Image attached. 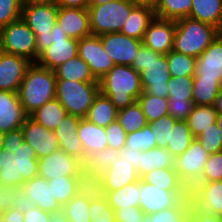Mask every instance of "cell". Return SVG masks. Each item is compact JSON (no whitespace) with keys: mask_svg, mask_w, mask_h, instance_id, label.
<instances>
[{"mask_svg":"<svg viewBox=\"0 0 222 222\" xmlns=\"http://www.w3.org/2000/svg\"><path fill=\"white\" fill-rule=\"evenodd\" d=\"M57 0H21L22 6L30 4H56Z\"/></svg>","mask_w":222,"mask_h":222,"instance_id":"68","label":"cell"},{"mask_svg":"<svg viewBox=\"0 0 222 222\" xmlns=\"http://www.w3.org/2000/svg\"><path fill=\"white\" fill-rule=\"evenodd\" d=\"M21 187L26 195L33 201L35 206L42 210L49 213L62 210V206L54 196L48 180L43 177L36 176L26 181Z\"/></svg>","mask_w":222,"mask_h":222,"instance_id":"24","label":"cell"},{"mask_svg":"<svg viewBox=\"0 0 222 222\" xmlns=\"http://www.w3.org/2000/svg\"><path fill=\"white\" fill-rule=\"evenodd\" d=\"M56 81L54 70L37 63L29 66L18 90L19 100L28 116L56 98Z\"/></svg>","mask_w":222,"mask_h":222,"instance_id":"2","label":"cell"},{"mask_svg":"<svg viewBox=\"0 0 222 222\" xmlns=\"http://www.w3.org/2000/svg\"><path fill=\"white\" fill-rule=\"evenodd\" d=\"M130 0H114L97 6H88L92 35L120 32L135 7Z\"/></svg>","mask_w":222,"mask_h":222,"instance_id":"5","label":"cell"},{"mask_svg":"<svg viewBox=\"0 0 222 222\" xmlns=\"http://www.w3.org/2000/svg\"><path fill=\"white\" fill-rule=\"evenodd\" d=\"M194 107L193 100H172L168 98L169 115L176 120H186Z\"/></svg>","mask_w":222,"mask_h":222,"instance_id":"55","label":"cell"},{"mask_svg":"<svg viewBox=\"0 0 222 222\" xmlns=\"http://www.w3.org/2000/svg\"><path fill=\"white\" fill-rule=\"evenodd\" d=\"M105 130L108 147L117 150L125 147L127 133L118 120L111 122L107 127H105Z\"/></svg>","mask_w":222,"mask_h":222,"instance_id":"54","label":"cell"},{"mask_svg":"<svg viewBox=\"0 0 222 222\" xmlns=\"http://www.w3.org/2000/svg\"><path fill=\"white\" fill-rule=\"evenodd\" d=\"M125 147L132 151H142L157 147L151 124L147 123L142 129L128 133Z\"/></svg>","mask_w":222,"mask_h":222,"instance_id":"47","label":"cell"},{"mask_svg":"<svg viewBox=\"0 0 222 222\" xmlns=\"http://www.w3.org/2000/svg\"><path fill=\"white\" fill-rule=\"evenodd\" d=\"M57 4H30L22 6L21 18L36 35L37 60L50 46L52 29L57 23Z\"/></svg>","mask_w":222,"mask_h":222,"instance_id":"6","label":"cell"},{"mask_svg":"<svg viewBox=\"0 0 222 222\" xmlns=\"http://www.w3.org/2000/svg\"><path fill=\"white\" fill-rule=\"evenodd\" d=\"M67 114L62 104L54 98L34 111L30 117L47 129L54 131Z\"/></svg>","mask_w":222,"mask_h":222,"instance_id":"38","label":"cell"},{"mask_svg":"<svg viewBox=\"0 0 222 222\" xmlns=\"http://www.w3.org/2000/svg\"><path fill=\"white\" fill-rule=\"evenodd\" d=\"M116 222H142L146 215L143 210L136 206L118 208L114 210Z\"/></svg>","mask_w":222,"mask_h":222,"instance_id":"56","label":"cell"},{"mask_svg":"<svg viewBox=\"0 0 222 222\" xmlns=\"http://www.w3.org/2000/svg\"><path fill=\"white\" fill-rule=\"evenodd\" d=\"M176 21L155 17L147 28L143 45L156 53L166 55L173 50Z\"/></svg>","mask_w":222,"mask_h":222,"instance_id":"18","label":"cell"},{"mask_svg":"<svg viewBox=\"0 0 222 222\" xmlns=\"http://www.w3.org/2000/svg\"><path fill=\"white\" fill-rule=\"evenodd\" d=\"M140 77L144 93L168 98L167 82L171 76L166 55H161L150 49V63L140 73Z\"/></svg>","mask_w":222,"mask_h":222,"instance_id":"11","label":"cell"},{"mask_svg":"<svg viewBox=\"0 0 222 222\" xmlns=\"http://www.w3.org/2000/svg\"><path fill=\"white\" fill-rule=\"evenodd\" d=\"M222 14V0H193L189 18L216 26Z\"/></svg>","mask_w":222,"mask_h":222,"instance_id":"39","label":"cell"},{"mask_svg":"<svg viewBox=\"0 0 222 222\" xmlns=\"http://www.w3.org/2000/svg\"><path fill=\"white\" fill-rule=\"evenodd\" d=\"M182 222H194L192 217L188 215Z\"/></svg>","mask_w":222,"mask_h":222,"instance_id":"74","label":"cell"},{"mask_svg":"<svg viewBox=\"0 0 222 222\" xmlns=\"http://www.w3.org/2000/svg\"><path fill=\"white\" fill-rule=\"evenodd\" d=\"M21 129L24 134V141L35 150L38 159L60 149L54 131L37 123L30 116L26 118Z\"/></svg>","mask_w":222,"mask_h":222,"instance_id":"16","label":"cell"},{"mask_svg":"<svg viewBox=\"0 0 222 222\" xmlns=\"http://www.w3.org/2000/svg\"><path fill=\"white\" fill-rule=\"evenodd\" d=\"M219 109V105H194L186 119L194 138L198 137L203 130L212 127L216 122Z\"/></svg>","mask_w":222,"mask_h":222,"instance_id":"34","label":"cell"},{"mask_svg":"<svg viewBox=\"0 0 222 222\" xmlns=\"http://www.w3.org/2000/svg\"><path fill=\"white\" fill-rule=\"evenodd\" d=\"M100 92L99 82H79L57 79L56 99L70 115L85 118Z\"/></svg>","mask_w":222,"mask_h":222,"instance_id":"4","label":"cell"},{"mask_svg":"<svg viewBox=\"0 0 222 222\" xmlns=\"http://www.w3.org/2000/svg\"><path fill=\"white\" fill-rule=\"evenodd\" d=\"M24 142V134L21 128L8 131L4 134L3 149L10 151V149L20 147Z\"/></svg>","mask_w":222,"mask_h":222,"instance_id":"58","label":"cell"},{"mask_svg":"<svg viewBox=\"0 0 222 222\" xmlns=\"http://www.w3.org/2000/svg\"><path fill=\"white\" fill-rule=\"evenodd\" d=\"M98 81L100 92L118 110L132 105L143 93L140 73L131 66L115 65Z\"/></svg>","mask_w":222,"mask_h":222,"instance_id":"1","label":"cell"},{"mask_svg":"<svg viewBox=\"0 0 222 222\" xmlns=\"http://www.w3.org/2000/svg\"><path fill=\"white\" fill-rule=\"evenodd\" d=\"M117 120L127 134L140 130L147 124L145 115L137 101L118 110Z\"/></svg>","mask_w":222,"mask_h":222,"instance_id":"44","label":"cell"},{"mask_svg":"<svg viewBox=\"0 0 222 222\" xmlns=\"http://www.w3.org/2000/svg\"><path fill=\"white\" fill-rule=\"evenodd\" d=\"M176 158L166 148L155 147L142 150L139 155L137 173L140 179L153 169L175 168Z\"/></svg>","mask_w":222,"mask_h":222,"instance_id":"27","label":"cell"},{"mask_svg":"<svg viewBox=\"0 0 222 222\" xmlns=\"http://www.w3.org/2000/svg\"><path fill=\"white\" fill-rule=\"evenodd\" d=\"M196 139L209 154L222 151V132L216 122L212 124V127L203 130Z\"/></svg>","mask_w":222,"mask_h":222,"instance_id":"51","label":"cell"},{"mask_svg":"<svg viewBox=\"0 0 222 222\" xmlns=\"http://www.w3.org/2000/svg\"><path fill=\"white\" fill-rule=\"evenodd\" d=\"M137 102L145 115L147 123L169 114L168 98L157 97L143 92Z\"/></svg>","mask_w":222,"mask_h":222,"instance_id":"43","label":"cell"},{"mask_svg":"<svg viewBox=\"0 0 222 222\" xmlns=\"http://www.w3.org/2000/svg\"><path fill=\"white\" fill-rule=\"evenodd\" d=\"M215 37L222 41V14L219 17V20L215 26Z\"/></svg>","mask_w":222,"mask_h":222,"instance_id":"69","label":"cell"},{"mask_svg":"<svg viewBox=\"0 0 222 222\" xmlns=\"http://www.w3.org/2000/svg\"><path fill=\"white\" fill-rule=\"evenodd\" d=\"M219 107H220V110H222V94H221V100H220V105H219Z\"/></svg>","mask_w":222,"mask_h":222,"instance_id":"75","label":"cell"},{"mask_svg":"<svg viewBox=\"0 0 222 222\" xmlns=\"http://www.w3.org/2000/svg\"><path fill=\"white\" fill-rule=\"evenodd\" d=\"M190 196V191H166L140 179V205L146 215L175 206L181 199Z\"/></svg>","mask_w":222,"mask_h":222,"instance_id":"12","label":"cell"},{"mask_svg":"<svg viewBox=\"0 0 222 222\" xmlns=\"http://www.w3.org/2000/svg\"><path fill=\"white\" fill-rule=\"evenodd\" d=\"M49 222H69L68 217L66 216L63 210L51 213Z\"/></svg>","mask_w":222,"mask_h":222,"instance_id":"67","label":"cell"},{"mask_svg":"<svg viewBox=\"0 0 222 222\" xmlns=\"http://www.w3.org/2000/svg\"><path fill=\"white\" fill-rule=\"evenodd\" d=\"M138 180H140V177L133 164L125 158H118L93 184L98 192H109L123 188Z\"/></svg>","mask_w":222,"mask_h":222,"instance_id":"15","label":"cell"},{"mask_svg":"<svg viewBox=\"0 0 222 222\" xmlns=\"http://www.w3.org/2000/svg\"><path fill=\"white\" fill-rule=\"evenodd\" d=\"M176 121V119L168 114L150 123L158 148H167L171 129H173Z\"/></svg>","mask_w":222,"mask_h":222,"instance_id":"50","label":"cell"},{"mask_svg":"<svg viewBox=\"0 0 222 222\" xmlns=\"http://www.w3.org/2000/svg\"><path fill=\"white\" fill-rule=\"evenodd\" d=\"M77 132L85 151V162L87 157L95 151L108 148L104 127L97 126L86 118H81Z\"/></svg>","mask_w":222,"mask_h":222,"instance_id":"25","label":"cell"},{"mask_svg":"<svg viewBox=\"0 0 222 222\" xmlns=\"http://www.w3.org/2000/svg\"><path fill=\"white\" fill-rule=\"evenodd\" d=\"M168 98L172 100H193V76H171L167 82Z\"/></svg>","mask_w":222,"mask_h":222,"instance_id":"48","label":"cell"},{"mask_svg":"<svg viewBox=\"0 0 222 222\" xmlns=\"http://www.w3.org/2000/svg\"><path fill=\"white\" fill-rule=\"evenodd\" d=\"M140 150H130L129 148H122L119 150V158H125L133 164L134 168L138 170Z\"/></svg>","mask_w":222,"mask_h":222,"instance_id":"63","label":"cell"},{"mask_svg":"<svg viewBox=\"0 0 222 222\" xmlns=\"http://www.w3.org/2000/svg\"><path fill=\"white\" fill-rule=\"evenodd\" d=\"M193 79L219 80L222 83V41L213 42L196 58Z\"/></svg>","mask_w":222,"mask_h":222,"instance_id":"22","label":"cell"},{"mask_svg":"<svg viewBox=\"0 0 222 222\" xmlns=\"http://www.w3.org/2000/svg\"><path fill=\"white\" fill-rule=\"evenodd\" d=\"M191 197L181 199L175 206L150 214L151 222H182L191 211Z\"/></svg>","mask_w":222,"mask_h":222,"instance_id":"46","label":"cell"},{"mask_svg":"<svg viewBox=\"0 0 222 222\" xmlns=\"http://www.w3.org/2000/svg\"><path fill=\"white\" fill-rule=\"evenodd\" d=\"M56 79L72 80L79 82H99L91 73L89 65L78 55L55 70Z\"/></svg>","mask_w":222,"mask_h":222,"instance_id":"33","label":"cell"},{"mask_svg":"<svg viewBox=\"0 0 222 222\" xmlns=\"http://www.w3.org/2000/svg\"><path fill=\"white\" fill-rule=\"evenodd\" d=\"M142 222H151V218L149 215H145Z\"/></svg>","mask_w":222,"mask_h":222,"instance_id":"73","label":"cell"},{"mask_svg":"<svg viewBox=\"0 0 222 222\" xmlns=\"http://www.w3.org/2000/svg\"><path fill=\"white\" fill-rule=\"evenodd\" d=\"M114 0H89V6H97L105 3H109Z\"/></svg>","mask_w":222,"mask_h":222,"instance_id":"70","label":"cell"},{"mask_svg":"<svg viewBox=\"0 0 222 222\" xmlns=\"http://www.w3.org/2000/svg\"><path fill=\"white\" fill-rule=\"evenodd\" d=\"M57 24L61 26L68 37L80 40L92 35L88 9L59 7Z\"/></svg>","mask_w":222,"mask_h":222,"instance_id":"21","label":"cell"},{"mask_svg":"<svg viewBox=\"0 0 222 222\" xmlns=\"http://www.w3.org/2000/svg\"><path fill=\"white\" fill-rule=\"evenodd\" d=\"M15 186L0 184V215L14 208Z\"/></svg>","mask_w":222,"mask_h":222,"instance_id":"57","label":"cell"},{"mask_svg":"<svg viewBox=\"0 0 222 222\" xmlns=\"http://www.w3.org/2000/svg\"><path fill=\"white\" fill-rule=\"evenodd\" d=\"M0 51L37 61L36 35L20 18L0 28Z\"/></svg>","mask_w":222,"mask_h":222,"instance_id":"7","label":"cell"},{"mask_svg":"<svg viewBox=\"0 0 222 222\" xmlns=\"http://www.w3.org/2000/svg\"><path fill=\"white\" fill-rule=\"evenodd\" d=\"M48 183L62 207L88 184L85 176L55 177L48 180Z\"/></svg>","mask_w":222,"mask_h":222,"instance_id":"30","label":"cell"},{"mask_svg":"<svg viewBox=\"0 0 222 222\" xmlns=\"http://www.w3.org/2000/svg\"><path fill=\"white\" fill-rule=\"evenodd\" d=\"M51 213L42 210L41 208L35 206L30 208L24 214L23 222H49Z\"/></svg>","mask_w":222,"mask_h":222,"instance_id":"61","label":"cell"},{"mask_svg":"<svg viewBox=\"0 0 222 222\" xmlns=\"http://www.w3.org/2000/svg\"><path fill=\"white\" fill-rule=\"evenodd\" d=\"M155 17L153 9L145 6H135L120 32L128 37L143 40L147 28Z\"/></svg>","mask_w":222,"mask_h":222,"instance_id":"28","label":"cell"},{"mask_svg":"<svg viewBox=\"0 0 222 222\" xmlns=\"http://www.w3.org/2000/svg\"><path fill=\"white\" fill-rule=\"evenodd\" d=\"M78 56L89 65L91 73L97 80L115 66L114 61L105 52L98 35H90L79 40Z\"/></svg>","mask_w":222,"mask_h":222,"instance_id":"14","label":"cell"},{"mask_svg":"<svg viewBox=\"0 0 222 222\" xmlns=\"http://www.w3.org/2000/svg\"><path fill=\"white\" fill-rule=\"evenodd\" d=\"M190 197L197 210L222 217V180L198 182L190 190Z\"/></svg>","mask_w":222,"mask_h":222,"instance_id":"17","label":"cell"},{"mask_svg":"<svg viewBox=\"0 0 222 222\" xmlns=\"http://www.w3.org/2000/svg\"><path fill=\"white\" fill-rule=\"evenodd\" d=\"M222 180V151L210 154L199 182Z\"/></svg>","mask_w":222,"mask_h":222,"instance_id":"53","label":"cell"},{"mask_svg":"<svg viewBox=\"0 0 222 222\" xmlns=\"http://www.w3.org/2000/svg\"><path fill=\"white\" fill-rule=\"evenodd\" d=\"M194 139L195 138L188 127L187 121L177 120L173 129H171V135L166 149L170 151L175 158H177L189 148Z\"/></svg>","mask_w":222,"mask_h":222,"instance_id":"41","label":"cell"},{"mask_svg":"<svg viewBox=\"0 0 222 222\" xmlns=\"http://www.w3.org/2000/svg\"><path fill=\"white\" fill-rule=\"evenodd\" d=\"M21 16V0H0V28L20 19Z\"/></svg>","mask_w":222,"mask_h":222,"instance_id":"52","label":"cell"},{"mask_svg":"<svg viewBox=\"0 0 222 222\" xmlns=\"http://www.w3.org/2000/svg\"><path fill=\"white\" fill-rule=\"evenodd\" d=\"M90 222H116L114 210L109 206L107 199L100 194L95 185L90 183Z\"/></svg>","mask_w":222,"mask_h":222,"instance_id":"40","label":"cell"},{"mask_svg":"<svg viewBox=\"0 0 222 222\" xmlns=\"http://www.w3.org/2000/svg\"><path fill=\"white\" fill-rule=\"evenodd\" d=\"M24 214L17 208H11L0 215V222H23Z\"/></svg>","mask_w":222,"mask_h":222,"instance_id":"64","label":"cell"},{"mask_svg":"<svg viewBox=\"0 0 222 222\" xmlns=\"http://www.w3.org/2000/svg\"><path fill=\"white\" fill-rule=\"evenodd\" d=\"M90 183L71 198L62 210L68 217L69 222H90Z\"/></svg>","mask_w":222,"mask_h":222,"instance_id":"37","label":"cell"},{"mask_svg":"<svg viewBox=\"0 0 222 222\" xmlns=\"http://www.w3.org/2000/svg\"><path fill=\"white\" fill-rule=\"evenodd\" d=\"M194 105H220L222 83L219 80L193 79Z\"/></svg>","mask_w":222,"mask_h":222,"instance_id":"31","label":"cell"},{"mask_svg":"<svg viewBox=\"0 0 222 222\" xmlns=\"http://www.w3.org/2000/svg\"><path fill=\"white\" fill-rule=\"evenodd\" d=\"M4 132L0 131V151L3 149L4 143Z\"/></svg>","mask_w":222,"mask_h":222,"instance_id":"72","label":"cell"},{"mask_svg":"<svg viewBox=\"0 0 222 222\" xmlns=\"http://www.w3.org/2000/svg\"><path fill=\"white\" fill-rule=\"evenodd\" d=\"M216 123H217V126L219 127V129L222 132V110H220V109H219L218 114H217Z\"/></svg>","mask_w":222,"mask_h":222,"instance_id":"71","label":"cell"},{"mask_svg":"<svg viewBox=\"0 0 222 222\" xmlns=\"http://www.w3.org/2000/svg\"><path fill=\"white\" fill-rule=\"evenodd\" d=\"M170 76H194L196 58L177 51L166 54Z\"/></svg>","mask_w":222,"mask_h":222,"instance_id":"45","label":"cell"},{"mask_svg":"<svg viewBox=\"0 0 222 222\" xmlns=\"http://www.w3.org/2000/svg\"><path fill=\"white\" fill-rule=\"evenodd\" d=\"M100 39L105 52L115 65L132 66L140 47L143 45L142 40L128 37L121 32L103 34Z\"/></svg>","mask_w":222,"mask_h":222,"instance_id":"13","label":"cell"},{"mask_svg":"<svg viewBox=\"0 0 222 222\" xmlns=\"http://www.w3.org/2000/svg\"><path fill=\"white\" fill-rule=\"evenodd\" d=\"M0 184L18 187L17 167L14 154L5 149L0 151Z\"/></svg>","mask_w":222,"mask_h":222,"instance_id":"49","label":"cell"},{"mask_svg":"<svg viewBox=\"0 0 222 222\" xmlns=\"http://www.w3.org/2000/svg\"><path fill=\"white\" fill-rule=\"evenodd\" d=\"M193 0H160L155 16L160 19L177 21L189 17Z\"/></svg>","mask_w":222,"mask_h":222,"instance_id":"42","label":"cell"},{"mask_svg":"<svg viewBox=\"0 0 222 222\" xmlns=\"http://www.w3.org/2000/svg\"><path fill=\"white\" fill-rule=\"evenodd\" d=\"M189 215L192 217L194 222H222L221 216L206 214L197 210L193 205Z\"/></svg>","mask_w":222,"mask_h":222,"instance_id":"62","label":"cell"},{"mask_svg":"<svg viewBox=\"0 0 222 222\" xmlns=\"http://www.w3.org/2000/svg\"><path fill=\"white\" fill-rule=\"evenodd\" d=\"M215 27L189 17L176 21L173 50L197 58L215 39Z\"/></svg>","mask_w":222,"mask_h":222,"instance_id":"3","label":"cell"},{"mask_svg":"<svg viewBox=\"0 0 222 222\" xmlns=\"http://www.w3.org/2000/svg\"><path fill=\"white\" fill-rule=\"evenodd\" d=\"M38 176L51 180L61 176H85L84 163L65 151H57L38 159Z\"/></svg>","mask_w":222,"mask_h":222,"instance_id":"10","label":"cell"},{"mask_svg":"<svg viewBox=\"0 0 222 222\" xmlns=\"http://www.w3.org/2000/svg\"><path fill=\"white\" fill-rule=\"evenodd\" d=\"M141 179L166 191H190L180 179L175 168L153 169Z\"/></svg>","mask_w":222,"mask_h":222,"instance_id":"35","label":"cell"},{"mask_svg":"<svg viewBox=\"0 0 222 222\" xmlns=\"http://www.w3.org/2000/svg\"><path fill=\"white\" fill-rule=\"evenodd\" d=\"M58 7L85 8L89 6V0H57Z\"/></svg>","mask_w":222,"mask_h":222,"instance_id":"65","label":"cell"},{"mask_svg":"<svg viewBox=\"0 0 222 222\" xmlns=\"http://www.w3.org/2000/svg\"><path fill=\"white\" fill-rule=\"evenodd\" d=\"M209 156L210 154L195 138L189 148L176 158L175 170L189 190L201 180Z\"/></svg>","mask_w":222,"mask_h":222,"instance_id":"9","label":"cell"},{"mask_svg":"<svg viewBox=\"0 0 222 222\" xmlns=\"http://www.w3.org/2000/svg\"><path fill=\"white\" fill-rule=\"evenodd\" d=\"M117 116L118 109L111 103L110 98L99 92L85 118L91 123L105 128L117 120Z\"/></svg>","mask_w":222,"mask_h":222,"instance_id":"32","label":"cell"},{"mask_svg":"<svg viewBox=\"0 0 222 222\" xmlns=\"http://www.w3.org/2000/svg\"><path fill=\"white\" fill-rule=\"evenodd\" d=\"M130 1L136 6H145L155 10L160 0H130Z\"/></svg>","mask_w":222,"mask_h":222,"instance_id":"66","label":"cell"},{"mask_svg":"<svg viewBox=\"0 0 222 222\" xmlns=\"http://www.w3.org/2000/svg\"><path fill=\"white\" fill-rule=\"evenodd\" d=\"M107 199L109 206L115 210L118 208L136 207L140 205V180L130 183L123 188L109 192H99Z\"/></svg>","mask_w":222,"mask_h":222,"instance_id":"36","label":"cell"},{"mask_svg":"<svg viewBox=\"0 0 222 222\" xmlns=\"http://www.w3.org/2000/svg\"><path fill=\"white\" fill-rule=\"evenodd\" d=\"M15 200L14 208H17L23 214H25L30 208L35 207V204L29 196L26 195L21 186L15 187Z\"/></svg>","mask_w":222,"mask_h":222,"instance_id":"59","label":"cell"},{"mask_svg":"<svg viewBox=\"0 0 222 222\" xmlns=\"http://www.w3.org/2000/svg\"><path fill=\"white\" fill-rule=\"evenodd\" d=\"M31 64L24 57L0 51V90L18 92Z\"/></svg>","mask_w":222,"mask_h":222,"instance_id":"19","label":"cell"},{"mask_svg":"<svg viewBox=\"0 0 222 222\" xmlns=\"http://www.w3.org/2000/svg\"><path fill=\"white\" fill-rule=\"evenodd\" d=\"M16 160L18 187L38 176V158L35 150L26 142L20 147L10 149Z\"/></svg>","mask_w":222,"mask_h":222,"instance_id":"26","label":"cell"},{"mask_svg":"<svg viewBox=\"0 0 222 222\" xmlns=\"http://www.w3.org/2000/svg\"><path fill=\"white\" fill-rule=\"evenodd\" d=\"M118 158L119 150L110 147L95 151L88 156L84 163V173L87 182L93 183L113 162H116Z\"/></svg>","mask_w":222,"mask_h":222,"instance_id":"29","label":"cell"},{"mask_svg":"<svg viewBox=\"0 0 222 222\" xmlns=\"http://www.w3.org/2000/svg\"><path fill=\"white\" fill-rule=\"evenodd\" d=\"M80 117L67 114L58 124L54 133L61 150L85 163V151L78 137Z\"/></svg>","mask_w":222,"mask_h":222,"instance_id":"20","label":"cell"},{"mask_svg":"<svg viewBox=\"0 0 222 222\" xmlns=\"http://www.w3.org/2000/svg\"><path fill=\"white\" fill-rule=\"evenodd\" d=\"M79 40L68 37L59 24H55L51 32L50 46L43 51L36 63L50 70L78 55Z\"/></svg>","mask_w":222,"mask_h":222,"instance_id":"8","label":"cell"},{"mask_svg":"<svg viewBox=\"0 0 222 222\" xmlns=\"http://www.w3.org/2000/svg\"><path fill=\"white\" fill-rule=\"evenodd\" d=\"M27 117L18 92L0 90V131L6 133L21 128Z\"/></svg>","mask_w":222,"mask_h":222,"instance_id":"23","label":"cell"},{"mask_svg":"<svg viewBox=\"0 0 222 222\" xmlns=\"http://www.w3.org/2000/svg\"><path fill=\"white\" fill-rule=\"evenodd\" d=\"M150 63V48L142 45L132 63V66L138 73H141Z\"/></svg>","mask_w":222,"mask_h":222,"instance_id":"60","label":"cell"}]
</instances>
